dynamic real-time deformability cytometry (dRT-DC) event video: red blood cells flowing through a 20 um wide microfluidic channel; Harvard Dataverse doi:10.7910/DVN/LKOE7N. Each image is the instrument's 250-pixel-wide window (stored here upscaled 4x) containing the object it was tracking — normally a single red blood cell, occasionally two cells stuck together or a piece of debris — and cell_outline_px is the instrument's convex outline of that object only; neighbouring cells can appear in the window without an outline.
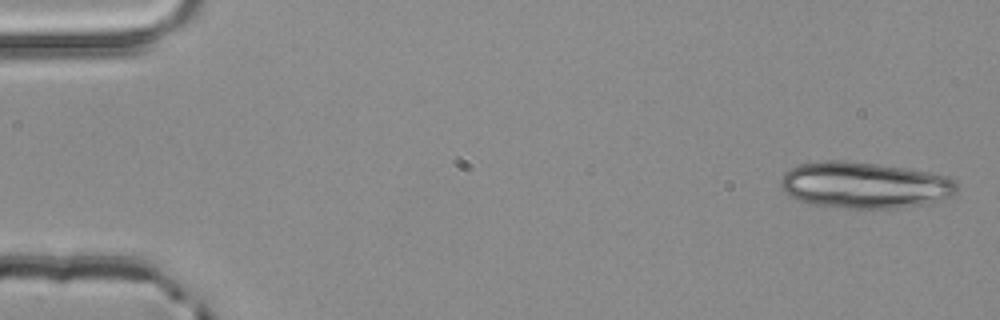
{"species": "common noctule bat (a hibernating species)", "species_latin": "Nyctalus noctula", "temperature_condition": "room temperature", "stored_images_in_passage": 3, "camera_frame_rate_fps": 3000, "um_per_image_px": 0.085, "animal": {"sex": "male", "body_mass_g": 20.4}, "frame": {"image": 1, "passage_image": 1, "time_ms": 0.0, "image_size_px": [1000, 320], "cell_outline_px": [[960, 188], [952, 196], [928, 204], [896, 208], [848, 208], [812, 204], [788, 196], [780, 188], [780, 180], [784, 172], [800, 164], [824, 160], [844, 160], [876, 164], [904, 168], [928, 172], [948, 176], [956, 180]], "centroid_in_image_um": [73.5, 15.74], "position_along_channel_um": 11.5, "area_um2": 47.92}}